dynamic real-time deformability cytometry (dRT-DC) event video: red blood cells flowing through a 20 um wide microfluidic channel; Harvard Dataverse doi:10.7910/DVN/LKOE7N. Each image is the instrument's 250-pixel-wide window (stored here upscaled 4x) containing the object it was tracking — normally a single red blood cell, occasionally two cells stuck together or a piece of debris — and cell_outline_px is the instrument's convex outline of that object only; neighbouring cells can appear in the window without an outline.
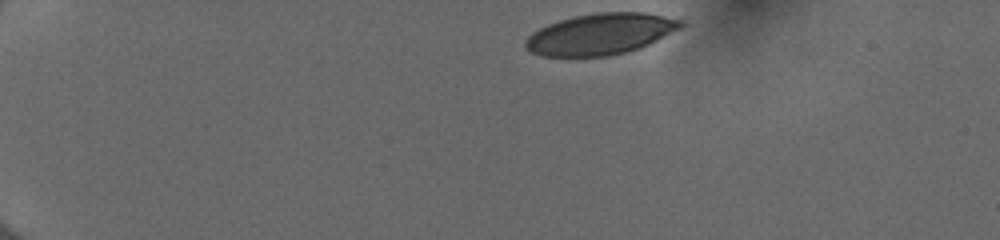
{"species": "human", "species_latin": "Homo sapiens", "temperature_condition": "cold", "stored_images_in_passage": 38, "camera_frame_rate_fps": 3000, "um_per_image_px": 0.085, "donor": {"sex": "female"}, "frame": {"image": 1, "passage_image": 1, "time_ms": 0.0, "image_size_px": [1000, 240], "cell_outline_px": [[684, 24], [680, 28], [640, 48], [608, 56], [540, 56], [524, 48], [524, 40], [532, 32], [548, 24], [560, 20], [576, 16], [596, 12], [644, 12], [684, 20]], "centroid_in_image_um": [51.01, 2.89], "position_along_channel_um": 34.0, "area_um2": 37.17}}
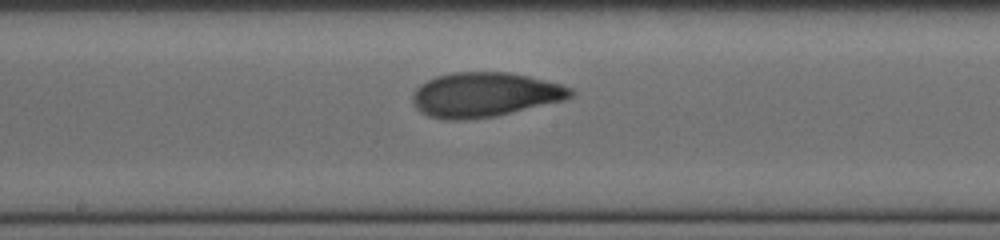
{"frame": {"image": 2, "passage_image": 21, "time_ms": 6.667, "image_size_px": [1000, 240], "cell_outline_px": [[576, 92], [572, 96], [564, 100], [496, 116], [464, 120], [444, 120], [428, 116], [420, 112], [412, 104], [412, 96], [416, 88], [420, 84], [436, 76], [452, 72], [508, 72], [528, 76], [560, 84], [572, 88]], "centroid_in_image_um": [41.17, 8.05], "position_along_channel_um": 207.0, "area_um2": 41.21}}
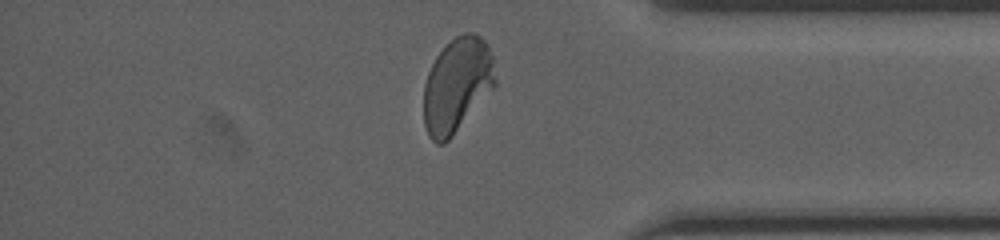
{"frame": {"image": 3, "passage_image": 36, "time_ms": 11.667, "image_size_px": [1000, 240], "cell_outline_px": [[496, 84], [452, 136], [444, 144], [436, 144], [428, 136], [424, 124], [424, 84], [428, 72], [436, 56], [456, 36], [464, 32], [472, 32], [480, 36], [488, 44], [492, 56], [496, 80]], "centroid_in_image_um": [38.83, 7.23], "position_along_channel_um": 396.4, "area_um2": 39.13}, "authors_computed_cell_mechanics": {"area_um2": 39.593, "velocity_mm_per_s": 3.9869, "shape_relaxation_time_tau1_ms": 3.5803, "shape_relaxation_time_tau2_ms": 0.9027, "deformation_change_tau1": 0.1714, "deformation_change_tau2": 0.0631}}